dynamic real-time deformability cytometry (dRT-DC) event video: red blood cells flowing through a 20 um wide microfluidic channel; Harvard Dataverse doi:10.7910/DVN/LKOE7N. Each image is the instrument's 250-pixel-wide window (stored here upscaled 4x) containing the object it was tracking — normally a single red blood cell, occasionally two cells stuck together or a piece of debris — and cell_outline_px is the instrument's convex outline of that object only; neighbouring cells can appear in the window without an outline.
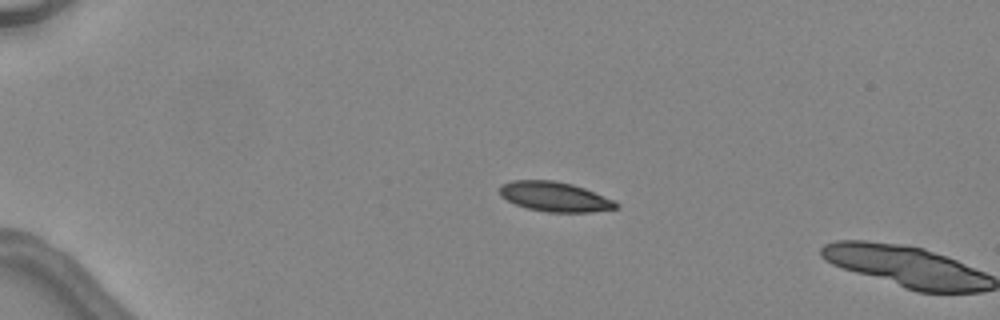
{"species": "common noctule bat (a hibernating species)", "species_latin": "Nyctalus noctula", "temperature_condition": "warm", "stored_images_in_passage": 2, "camera_frame_rate_fps": 3000, "um_per_image_px": 0.085, "animal": {"sex": "female", "body_mass_g": 24.6, "forearm_length_mm": 56.2}, "frame": {"image": 1, "passage_image": 1, "time_ms": 0.0, "image_size_px": [1000, 320], "cell_outline_px": [[620, 208], [592, 212], [544, 212], [528, 208], [516, 204], [500, 196], [500, 184], [512, 180], [552, 180], [572, 184], [584, 188], [616, 200], [620, 204]], "centroid_in_image_um": [47.2, 16.72], "position_along_channel_um": 37.8, "area_um2": 20.35}}